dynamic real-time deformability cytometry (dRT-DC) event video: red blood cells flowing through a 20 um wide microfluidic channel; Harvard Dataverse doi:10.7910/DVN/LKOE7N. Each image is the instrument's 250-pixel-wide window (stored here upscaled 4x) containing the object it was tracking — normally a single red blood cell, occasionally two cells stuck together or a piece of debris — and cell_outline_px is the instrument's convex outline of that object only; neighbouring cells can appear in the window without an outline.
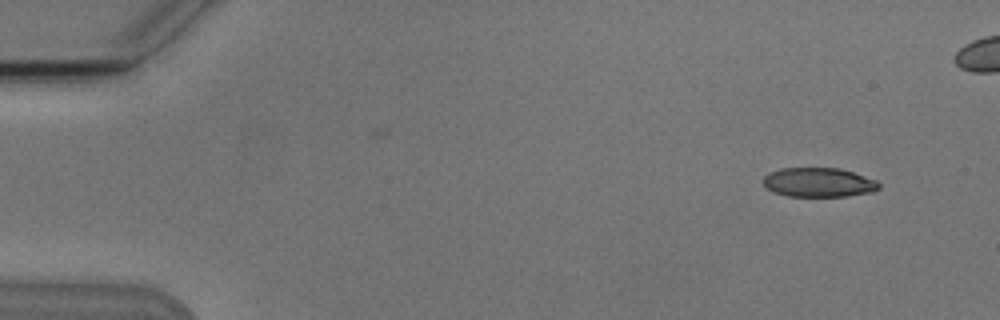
{"species": "Egyptian fruit bat (a non-hibernating species)", "species_latin": "Rousettus aegyptiacus", "temperature_condition": "cold", "stored_images_in_passage": 5, "camera_frame_rate_fps": 3000, "um_per_image_px": 0.085, "animal": {"sex": "male"}, "frame": {"image": 1, "passage_image": 1, "time_ms": 0.0, "image_size_px": [1000, 320], "cell_outline_px": [[880, 188], [872, 192], [848, 196], [788, 196], [772, 192], [764, 184], [764, 176], [768, 172], [780, 168], [840, 168], [876, 180], [880, 184]], "centroid_in_image_um": [69.58, 15.5], "position_along_channel_um": 15.4, "area_um2": 19.77}}